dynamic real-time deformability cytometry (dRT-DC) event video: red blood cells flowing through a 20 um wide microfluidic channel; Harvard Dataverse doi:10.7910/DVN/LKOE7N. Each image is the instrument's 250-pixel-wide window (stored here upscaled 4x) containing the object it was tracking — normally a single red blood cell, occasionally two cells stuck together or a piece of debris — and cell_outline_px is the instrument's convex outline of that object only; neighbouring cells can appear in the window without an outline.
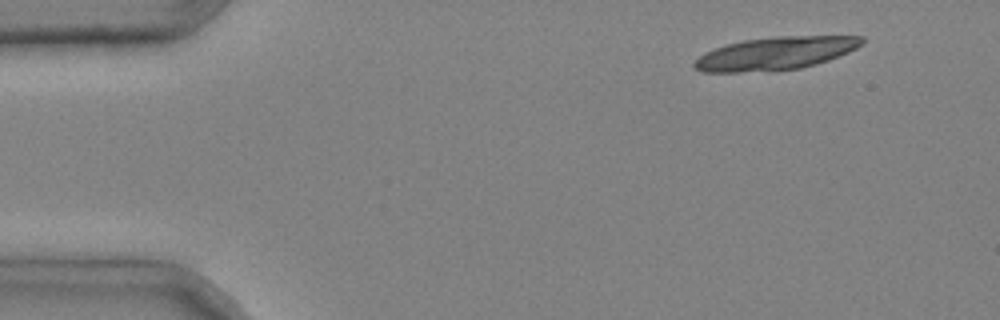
{"species": "common noctule bat (a hibernating species)", "species_latin": "Nyctalus noctula", "temperature_condition": "cold", "stored_images_in_passage": 4, "segment_of_instrument_passage": [1, 2], "camera_frame_rate_fps": 3000, "um_per_image_px": 0.085, "animal": {"sex": "male", "body_mass_g": 20.4}, "frame": {"image": 1, "passage_image": 1, "time_ms": 0.0, "image_size_px": [1000, 320], "cell_outline_px": [[864, 40], [856, 48], [848, 52], [828, 60], [816, 64], [800, 68], [740, 72], [700, 72], [692, 64], [704, 52], [728, 44], [744, 40], [776, 36], [864, 36]], "centroid_in_image_um": [65.9, 4.53], "position_along_channel_um": 19.1, "area_um2": 31.73}}